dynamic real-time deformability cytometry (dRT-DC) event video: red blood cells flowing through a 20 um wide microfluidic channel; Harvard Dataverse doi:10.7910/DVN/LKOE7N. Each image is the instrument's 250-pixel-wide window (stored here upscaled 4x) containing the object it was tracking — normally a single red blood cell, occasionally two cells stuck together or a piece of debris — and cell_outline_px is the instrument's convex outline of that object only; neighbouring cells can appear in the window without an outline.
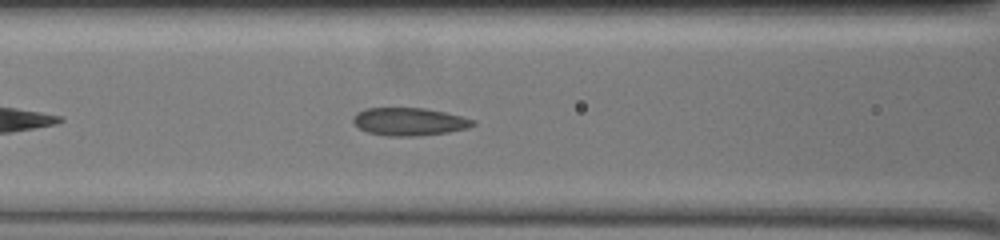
{"species": "common noctule bat (a hibernating species)", "species_latin": "Nyctalus noctula", "temperature_condition": "warm", "stored_images_in_passage": 37, "camera_frame_rate_fps": 3000, "um_per_image_px": 0.085, "animal": {"sex": "female", "body_mass_g": 19.5, "forearm_length_mm": 54.1}, "frame": {"image": 1, "passage_image": 9, "time_ms": 2.667, "image_size_px": [1000, 240], "cell_outline_px": [[476, 124], [468, 128], [448, 132], [416, 136], [384, 136], [368, 132], [360, 128], [352, 120], [360, 112], [368, 108], [424, 108], [444, 112], [476, 120]], "centroid_in_image_um": [34.84, 10.35], "position_along_channel_um": 131.8, "area_um2": 19.19}}
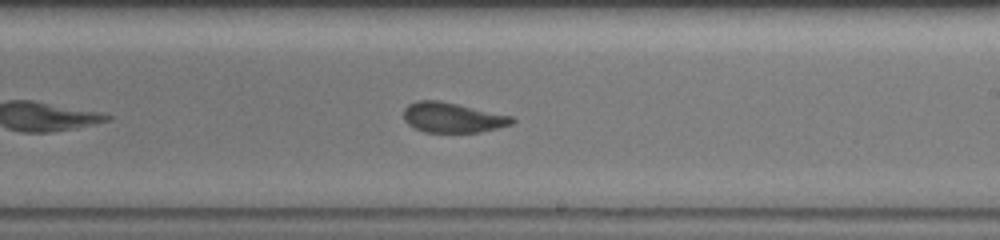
{"frame": {"image": 2, "passage_image": 19, "time_ms": 6.0, "image_size_px": [1000, 240], "cell_outline_px": [[516, 120], [512, 124], [480, 132], [424, 132], [408, 124], [404, 120], [404, 108], [408, 104], [420, 100], [440, 100], [512, 116]], "centroid_in_image_um": [38.45, 9.99], "position_along_channel_um": 250.5, "area_um2": 18.9}}
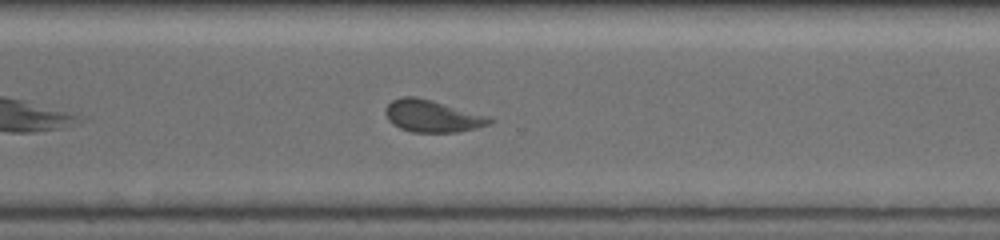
{"frame": {"image": 3, "passage_image": 26, "time_ms": 8.333, "image_size_px": [1000, 240], "cell_outline_px": [[492, 120], [488, 124], [476, 128], [456, 132], [412, 132], [400, 128], [392, 124], [388, 120], [384, 112], [388, 104], [392, 100], [404, 96], [412, 96], [432, 100], [488, 116]], "centroid_in_image_um": [36.69, 9.87], "position_along_channel_um": 333.9, "area_um2": 19.25}}